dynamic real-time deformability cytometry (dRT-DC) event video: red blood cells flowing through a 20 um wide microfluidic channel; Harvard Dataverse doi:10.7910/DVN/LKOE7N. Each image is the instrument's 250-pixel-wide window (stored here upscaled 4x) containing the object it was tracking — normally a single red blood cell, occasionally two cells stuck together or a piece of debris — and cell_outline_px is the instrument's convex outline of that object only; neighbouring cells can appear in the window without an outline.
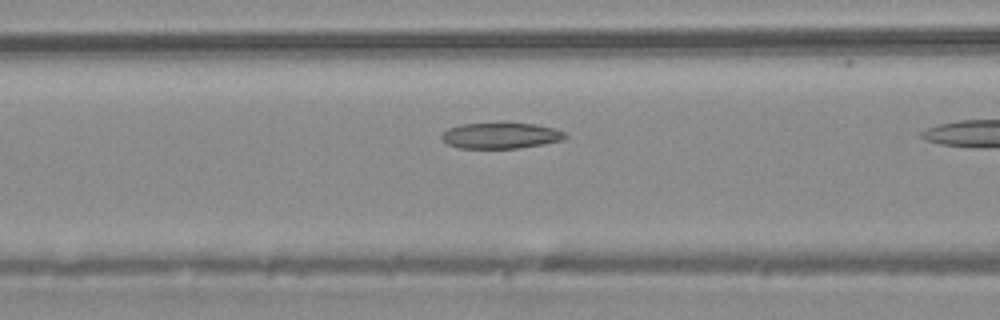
{"species": "common noctule bat (a hibernating species)", "species_latin": "Nyctalus noctula", "temperature_condition": "warm", "stored_images_in_passage": 10, "camera_frame_rate_fps": 3000, "um_per_image_px": 0.085, "animal": {"sex": "male", "body_mass_g": 20.4}, "frame": {"image": 1, "passage_image": 6, "time_ms": 1.667, "image_size_px": [1000, 320], "cell_outline_px": [[568, 136], [564, 140], [544, 144], [520, 148], [460, 148], [448, 144], [440, 136], [448, 128], [460, 124], [536, 124], [552, 128], [564, 132]], "centroid_in_image_um": [42.58, 11.54], "position_along_channel_um": 124.0, "area_um2": 18.38}}
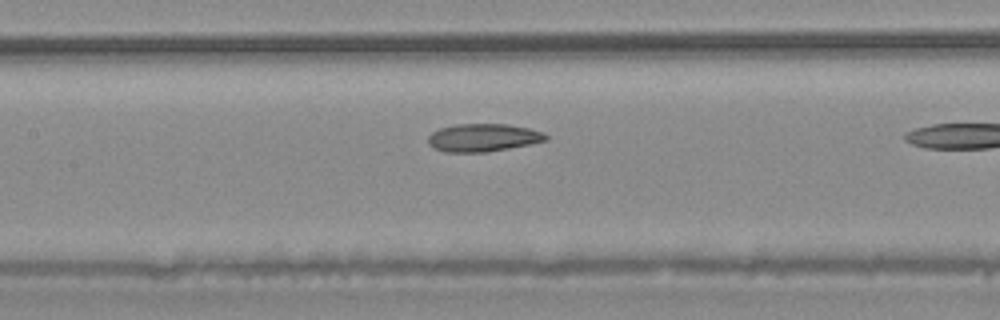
{"frame": {"image": 2, "passage_image": 9, "time_ms": 2.667, "image_size_px": [1000, 320], "cell_outline_px": [[548, 140], [508, 148], [484, 152], [444, 152], [432, 148], [428, 144], [428, 136], [432, 132], [440, 128], [456, 124], [508, 124], [528, 128], [544, 132], [548, 136]], "centroid_in_image_um": [41.03, 11.7], "position_along_channel_um": 166.4, "area_um2": 19.13}}